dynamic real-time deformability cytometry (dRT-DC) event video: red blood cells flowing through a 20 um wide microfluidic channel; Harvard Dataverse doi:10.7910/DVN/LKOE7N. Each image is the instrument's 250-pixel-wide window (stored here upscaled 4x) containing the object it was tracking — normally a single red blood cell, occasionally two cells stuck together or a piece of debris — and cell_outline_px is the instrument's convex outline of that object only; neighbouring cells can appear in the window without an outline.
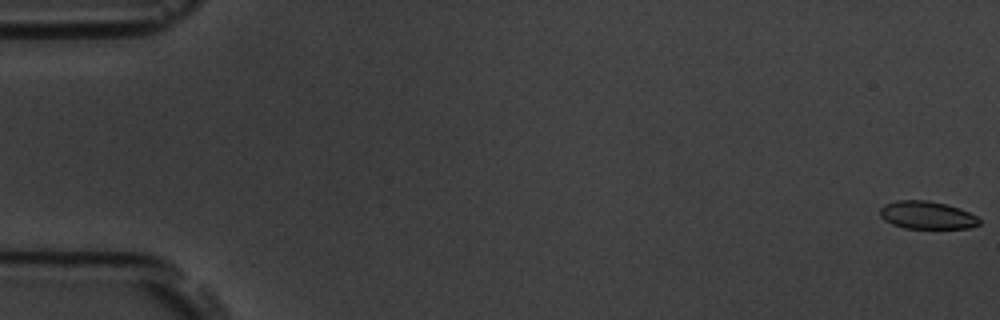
{"species": "common noctule bat (a hibernating species)", "species_latin": "Nyctalus noctula", "temperature_condition": "room temperature", "stored_images_in_passage": 5, "camera_frame_rate_fps": 3000, "um_per_image_px": 0.085, "animal": {"sex": "male", "body_mass_g": 19.5, "forearm_length_mm": 54.6}, "frame": {"image": 1, "passage_image": 1, "time_ms": 0.0, "image_size_px": [1000, 320], "cell_outline_px": [[980, 224], [968, 228], [904, 228], [892, 224], [884, 220], [880, 216], [880, 208], [884, 204], [896, 200], [928, 200], [960, 208], [976, 216], [980, 220]], "centroid_in_image_um": [78.76, 18.28], "position_along_channel_um": 6.2, "area_um2": 16.07}}
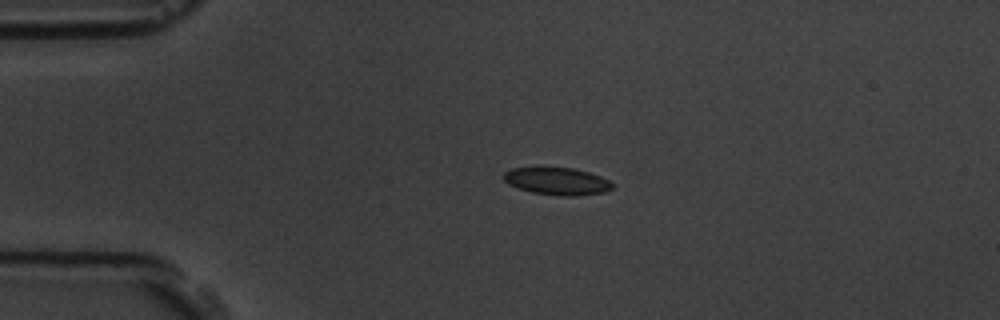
{"frame": {"image": 2, "passage_image": 4, "time_ms": 4.333, "image_size_px": [1000, 320], "cell_outline_px": [[612, 188], [604, 192], [576, 196], [560, 196], [532, 192], [508, 184], [504, 180], [504, 172], [512, 168], [540, 164], [572, 168], [588, 172], [600, 176], [608, 180], [612, 184]], "centroid_in_image_um": [47.29, 15.35], "position_along_channel_um": 37.7, "area_um2": 17.92}}